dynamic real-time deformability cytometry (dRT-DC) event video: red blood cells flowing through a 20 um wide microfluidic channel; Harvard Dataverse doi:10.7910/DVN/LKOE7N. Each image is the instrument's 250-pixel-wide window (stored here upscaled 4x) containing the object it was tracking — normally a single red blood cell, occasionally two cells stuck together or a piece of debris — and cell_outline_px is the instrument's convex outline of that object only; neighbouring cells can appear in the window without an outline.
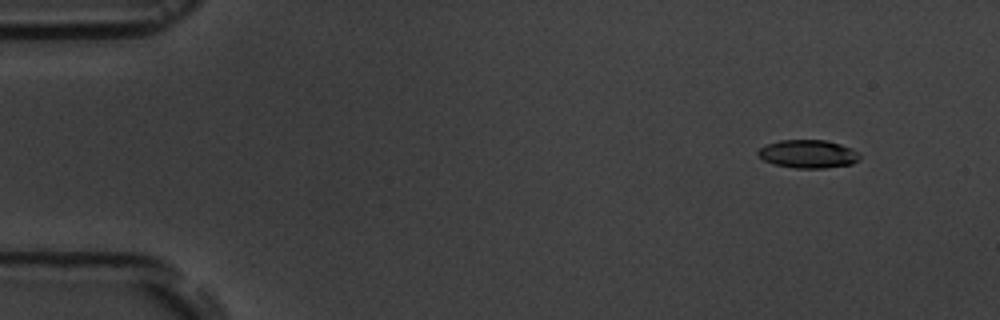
{"species": "common noctule bat (a hibernating species)", "species_latin": "Nyctalus noctula", "temperature_condition": "room temperature", "stored_images_in_passage": 4, "camera_frame_rate_fps": 3000, "um_per_image_px": 0.085, "animal": {"sex": "male", "body_mass_g": 19.5, "forearm_length_mm": 54.6}, "frame": {"image": 1, "passage_image": 2, "time_ms": 1.0, "image_size_px": [1000, 320], "cell_outline_px": [[860, 160], [852, 164], [824, 168], [796, 168], [772, 164], [764, 160], [756, 152], [760, 148], [768, 144], [780, 140], [824, 140], [840, 144], [852, 148], [860, 152]], "centroid_in_image_um": [68.72, 13.09], "position_along_channel_um": 16.3, "area_um2": 16.76}}